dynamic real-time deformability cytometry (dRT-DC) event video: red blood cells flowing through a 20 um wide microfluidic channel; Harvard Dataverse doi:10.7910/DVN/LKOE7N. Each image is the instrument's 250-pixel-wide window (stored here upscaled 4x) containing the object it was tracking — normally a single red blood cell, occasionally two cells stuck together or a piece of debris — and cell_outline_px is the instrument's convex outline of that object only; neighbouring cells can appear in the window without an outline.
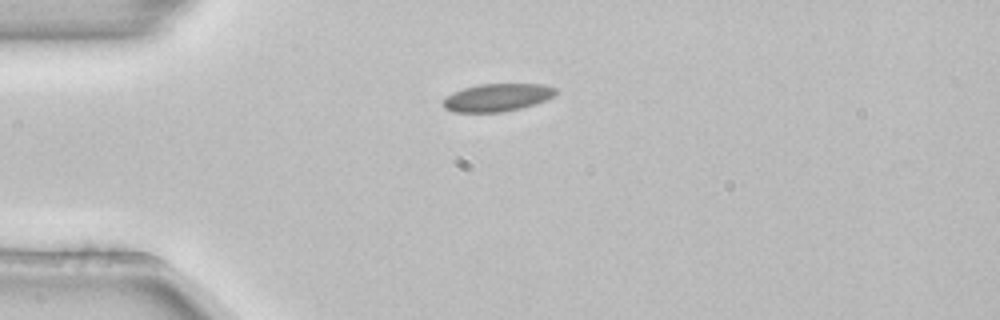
{"species": "common noctule bat (a hibernating species)", "species_latin": "Nyctalus noctula", "temperature_condition": "room temperature", "stored_images_in_passage": 41, "camera_frame_rate_fps": 3000, "um_per_image_px": 0.085, "animal": {"sex": "female", "body_mass_g": 22.7, "forearm_length_mm": 54.2}, "frame": {"image": 1, "passage_image": 1, "time_ms": 0.0, "image_size_px": [1000, 320], "cell_outline_px": [[556, 92], [552, 96], [536, 104], [520, 108], [500, 112], [452, 112], [444, 108], [444, 100], [452, 92], [476, 84], [544, 84], [556, 88]], "centroid_in_image_um": [42.25, 8.28], "position_along_channel_um": 42.7, "area_um2": 18.09}}
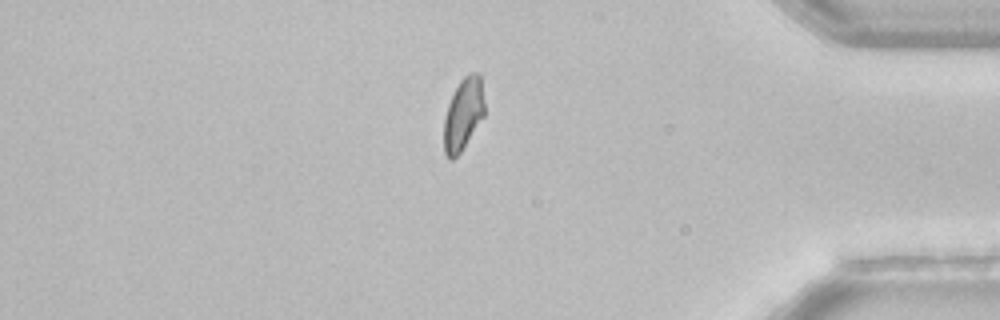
{"frame": {"image": 2, "passage_image": 33, "time_ms": 10.667, "image_size_px": [1000, 320], "cell_outline_px": [[484, 116], [460, 152], [452, 160], [448, 160], [444, 152], [444, 120], [448, 104], [460, 80], [468, 72], [476, 72], [480, 76], [484, 100]], "centroid_in_image_um": [39.37, 9.7], "position_along_channel_um": 395.8, "area_um2": 16.94}}
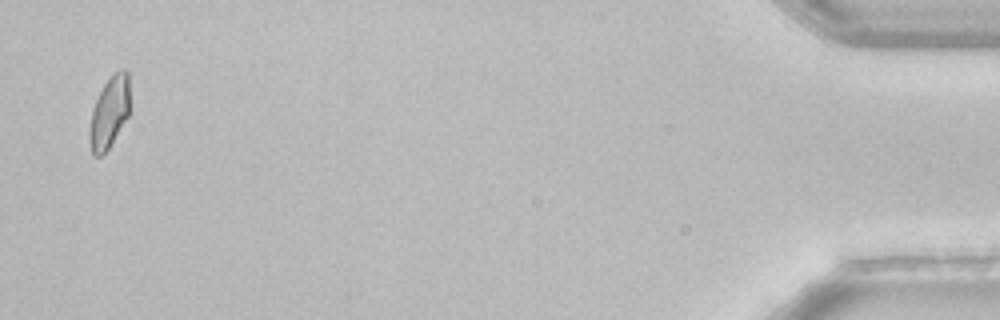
{"frame": {"image": 3, "passage_image": 40, "time_ms": 13.0, "image_size_px": [1000, 320], "cell_outline_px": [[128, 116], [108, 148], [100, 156], [92, 156], [88, 140], [88, 132], [92, 108], [104, 84], [112, 72], [120, 68], [124, 68], [128, 72]], "centroid_in_image_um": [9.25, 9.54], "position_along_channel_um": 425.9, "area_um2": 16.82}, "authors_computed_cell_mechanics": {"area_um2": 17.918, "velocity_mm_per_s": 3.8442, "shape_relaxation_time_tau1_ms": null, "shape_relaxation_time_tau2_ms": 5.9742, "deformation_change_tau1": null, "deformation_change_tau2": 0.0582}}